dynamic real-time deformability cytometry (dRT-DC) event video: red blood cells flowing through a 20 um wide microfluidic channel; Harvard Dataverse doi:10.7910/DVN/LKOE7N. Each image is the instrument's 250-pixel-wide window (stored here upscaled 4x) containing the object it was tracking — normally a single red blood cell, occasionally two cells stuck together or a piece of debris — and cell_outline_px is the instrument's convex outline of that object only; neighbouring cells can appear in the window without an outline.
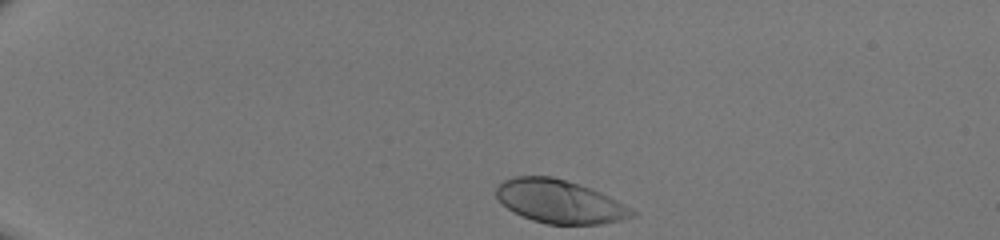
{"species": "human", "species_latin": "Homo sapiens", "temperature_condition": "room temperature", "stored_images_in_passage": 34, "camera_frame_rate_fps": 3000, "um_per_image_px": 0.085, "donor": {"sex": "male"}, "frame": {"image": 1, "passage_image": 1, "time_ms": 0.0, "image_size_px": [1000, 240], "cell_outline_px": [[636, 216], [620, 220], [600, 224], [548, 224], [532, 220], [512, 212], [496, 196], [496, 184], [504, 180], [516, 176], [552, 176], [600, 192], [632, 208], [636, 212]], "centroid_in_image_um": [47.55, 17.13], "position_along_channel_um": 37.4, "area_um2": 34.04}}
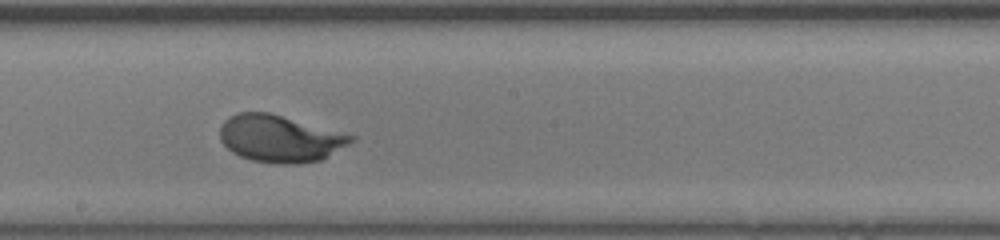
{"frame": {"image": 2, "passage_image": 20, "time_ms": 6.333, "image_size_px": [1000, 240], "cell_outline_px": [[356, 140], [320, 160], [296, 164], [280, 164], [252, 160], [240, 156], [232, 152], [220, 140], [220, 128], [224, 120], [228, 116], [236, 112], [268, 112], [356, 136]], "centroid_in_image_um": [23.77, 11.77], "position_along_channel_um": 224.4, "area_um2": 35.78}}
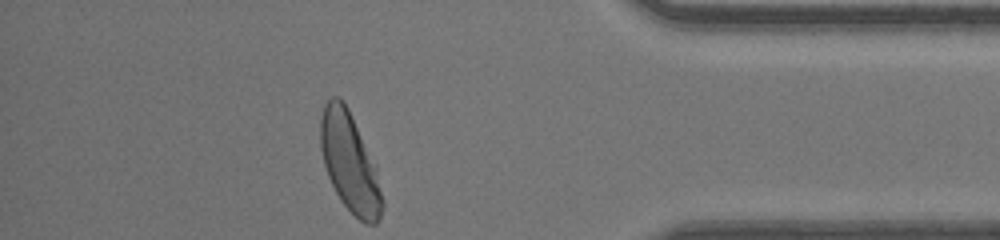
{"frame": {"image": 3, "passage_image": 34, "time_ms": 11.0, "image_size_px": [1000, 240], "cell_outline_px": [[384, 204], [380, 220], [376, 224], [364, 224], [340, 200], [328, 176], [324, 164], [320, 148], [320, 116], [324, 104], [332, 96], [340, 96], [344, 100], [348, 108], [376, 168], [384, 200]], "centroid_in_image_um": [29.72, 13.82], "position_along_channel_um": 405.5, "area_um2": 35.55}}